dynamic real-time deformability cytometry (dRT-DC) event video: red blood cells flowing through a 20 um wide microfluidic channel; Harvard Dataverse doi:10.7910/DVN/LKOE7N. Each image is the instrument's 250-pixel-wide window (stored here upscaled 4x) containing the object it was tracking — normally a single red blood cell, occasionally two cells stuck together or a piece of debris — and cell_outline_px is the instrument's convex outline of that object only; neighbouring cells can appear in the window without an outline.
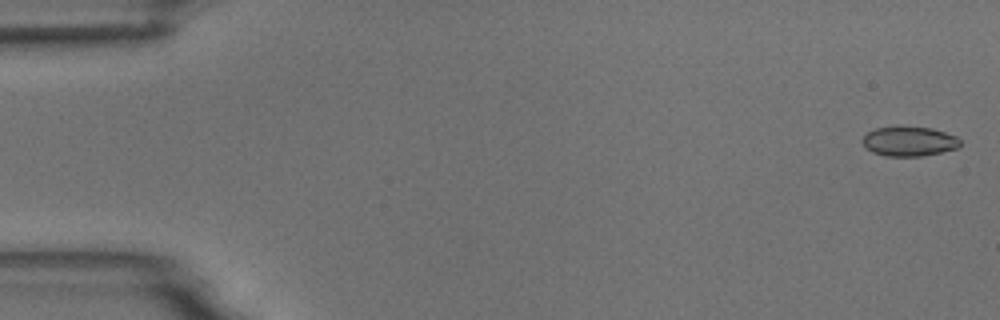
{"species": "common noctule bat (a hibernating species)", "species_latin": "Nyctalus noctula", "temperature_condition": "room temperature", "stored_images_in_passage": 5, "camera_frame_rate_fps": 3000, "um_per_image_px": 0.085, "animal": {"sex": "male", "body_mass_g": 18.8}, "frame": {"image": 1, "passage_image": 1, "time_ms": 0.0, "image_size_px": [1000, 320], "cell_outline_px": [[960, 144], [956, 148], [940, 152], [920, 156], [884, 156], [872, 152], [860, 140], [868, 132], [876, 128], [932, 128], [956, 136], [960, 140]], "centroid_in_image_um": [77.26, 12.03], "position_along_channel_um": 7.7, "area_um2": 16.36}}
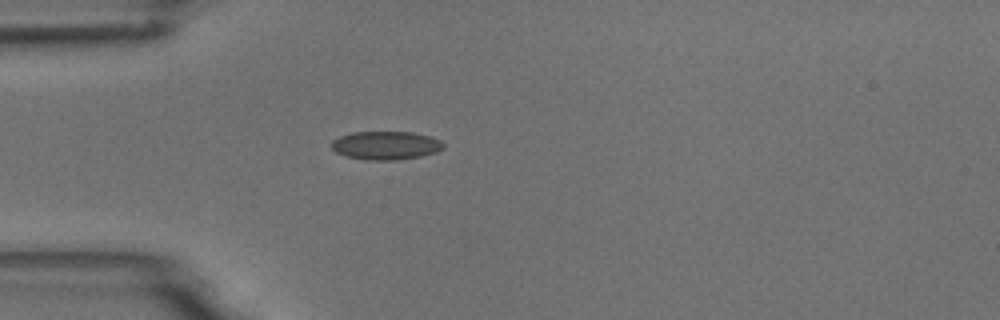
{"frame": {"image": 2, "passage_image": 5, "time_ms": 4.667, "image_size_px": [1000, 320], "cell_outline_px": [[444, 148], [436, 152], [420, 156], [396, 160], [364, 160], [344, 156], [336, 152], [332, 148], [332, 140], [340, 136], [352, 132], [412, 132], [428, 136], [440, 140], [444, 144]], "centroid_in_image_um": [32.77, 12.36], "position_along_channel_um": 52.2, "area_um2": 18.55}}